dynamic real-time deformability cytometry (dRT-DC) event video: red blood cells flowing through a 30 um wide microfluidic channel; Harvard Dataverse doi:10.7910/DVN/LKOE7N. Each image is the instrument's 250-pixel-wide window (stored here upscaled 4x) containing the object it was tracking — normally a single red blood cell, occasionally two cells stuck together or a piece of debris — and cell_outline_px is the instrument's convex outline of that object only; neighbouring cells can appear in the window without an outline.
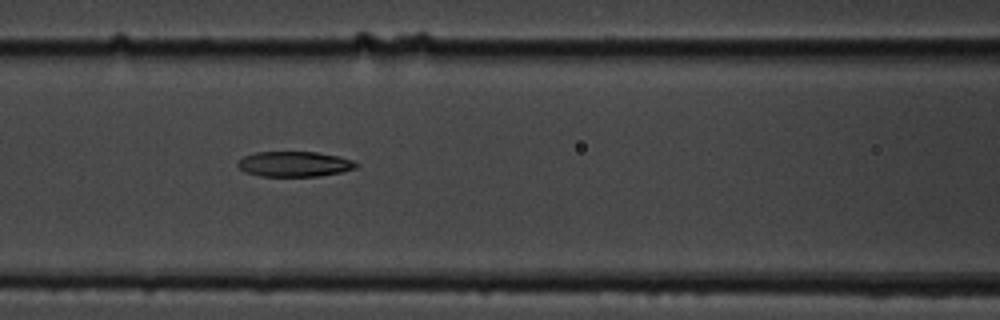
{"species": "common noctule bat (a hibernating species)", "species_latin": "Nyctalus noctula", "temperature_condition": "cold", "stored_images_in_passage": 11, "camera_frame_rate_fps": 3000, "um_per_image_px": 0.085, "animal": {"sex": "male", "body_mass_g": 19.5, "forearm_length_mm": 54.6}, "frame": {"image": 1, "passage_image": 7, "time_ms": 8.0, "image_size_px": [1000, 320], "cell_outline_px": [[360, 164], [356, 168], [340, 172], [320, 176], [260, 176], [244, 172], [236, 164], [244, 156], [256, 152], [316, 152], [340, 156], [352, 160]], "centroid_in_image_um": [25.04, 13.94], "position_along_channel_um": 141.6, "area_um2": 17.46}}
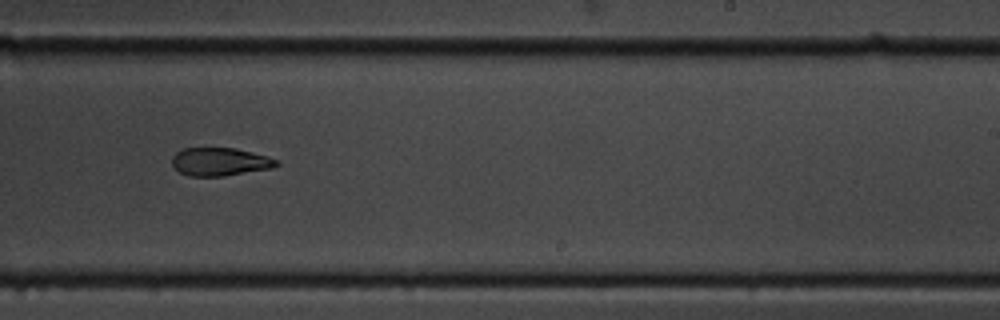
{"frame": {"image": 2, "passage_image": 10, "time_ms": 11.667, "image_size_px": [1000, 320], "cell_outline_px": [[280, 164], [272, 168], [224, 176], [188, 176], [180, 172], [172, 164], [172, 156], [176, 152], [184, 148], [236, 148], [268, 156], [280, 160]], "centroid_in_image_um": [18.72, 13.74], "position_along_channel_um": 270.3, "area_um2": 17.22}}
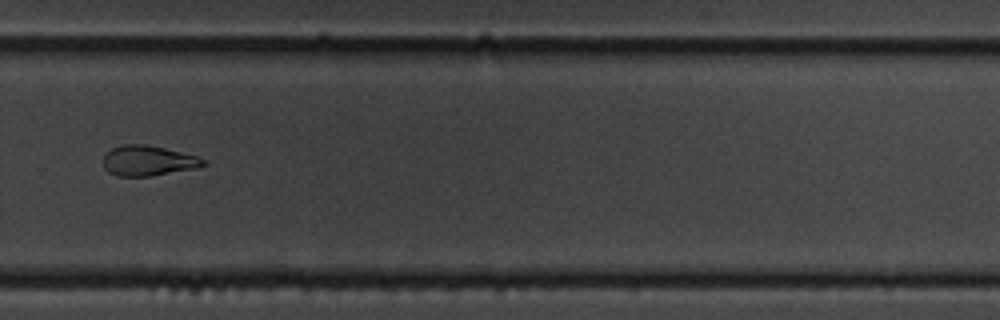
{"frame": {"image": 3, "passage_image": 11, "time_ms": 13.0, "image_size_px": [1000, 320], "cell_outline_px": [[208, 164], [196, 168], [152, 176], [116, 176], [108, 172], [104, 168], [104, 156], [112, 148], [124, 144], [144, 144], [164, 148], [196, 156], [208, 160]], "centroid_in_image_um": [12.61, 13.67], "position_along_channel_um": 317.2, "area_um2": 17.63}}